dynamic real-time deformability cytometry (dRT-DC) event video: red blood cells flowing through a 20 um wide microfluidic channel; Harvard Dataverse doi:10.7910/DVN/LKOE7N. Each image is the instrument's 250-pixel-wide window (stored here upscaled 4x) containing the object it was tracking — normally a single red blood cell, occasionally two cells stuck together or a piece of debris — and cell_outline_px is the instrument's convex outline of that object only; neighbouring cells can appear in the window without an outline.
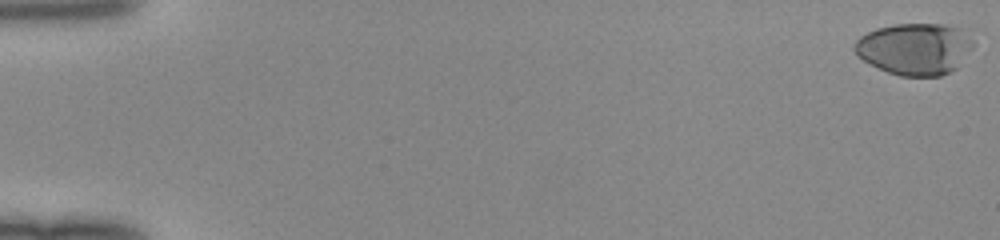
{"species": "human", "species_latin": "Homo sapiens", "temperature_condition": "room temperature", "stored_images_in_passage": 50, "camera_frame_rate_fps": 3000, "um_per_image_px": 0.085, "donor": {"sex": "female"}, "frame": {"image": 1, "passage_image": 1, "time_ms": 0.0, "image_size_px": [1000, 240], "cell_outline_px": [[972, 48], [956, 68], [940, 76], [900, 76], [888, 72], [856, 56], [852, 48], [852, 44], [860, 36], [876, 28], [896, 24], [944, 24], [960, 28], [972, 40]], "centroid_in_image_um": [77.71, 4.14], "position_along_channel_um": 7.3, "area_um2": 35.66}}
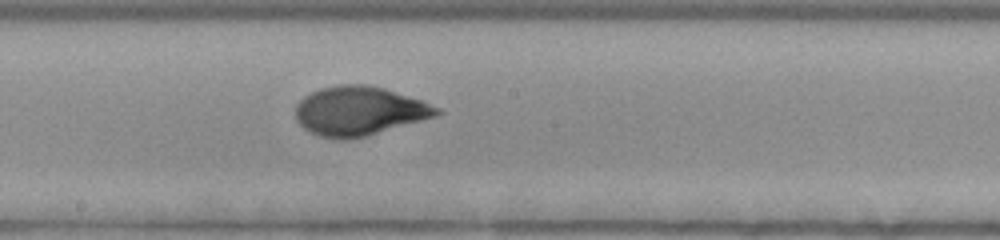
{"frame": {"image": 2, "passage_image": 29, "time_ms": 9.333, "image_size_px": [1000, 240], "cell_outline_px": [[444, 112], [436, 116], [364, 136], [348, 140], [332, 140], [308, 132], [296, 120], [296, 104], [304, 96], [320, 88], [336, 84], [368, 84], [384, 88], [420, 100], [440, 108]], "centroid_in_image_um": [30.49, 9.43], "position_along_channel_um": 217.7, "area_um2": 40.4}}
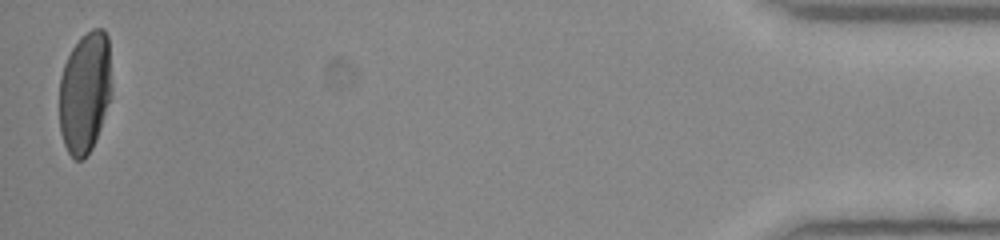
{"frame": {"image": 3, "passage_image": 50, "time_ms": 16.333, "image_size_px": [1000, 240], "cell_outline_px": [[112, 92], [96, 140], [92, 148], [84, 160], [76, 160], [68, 152], [64, 144], [60, 132], [60, 76], [64, 64], [72, 48], [92, 28], [104, 28], [108, 36], [112, 88]], "centroid_in_image_um": [7.23, 7.86], "position_along_channel_um": 428.0, "area_um2": 37.11}}